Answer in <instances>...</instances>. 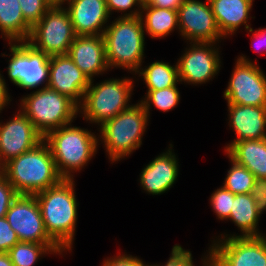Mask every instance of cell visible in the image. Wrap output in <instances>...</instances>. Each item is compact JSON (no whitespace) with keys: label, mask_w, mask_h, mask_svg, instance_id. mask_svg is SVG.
I'll list each match as a JSON object with an SVG mask.
<instances>
[{"label":"cell","mask_w":266,"mask_h":266,"mask_svg":"<svg viewBox=\"0 0 266 266\" xmlns=\"http://www.w3.org/2000/svg\"><path fill=\"white\" fill-rule=\"evenodd\" d=\"M184 0H150L148 5L178 11Z\"/></svg>","instance_id":"ab89813d"},{"label":"cell","mask_w":266,"mask_h":266,"mask_svg":"<svg viewBox=\"0 0 266 266\" xmlns=\"http://www.w3.org/2000/svg\"><path fill=\"white\" fill-rule=\"evenodd\" d=\"M9 56L7 75L9 80L21 89H41L49 82V56L35 50L26 41L8 42ZM42 86V87H41ZM40 87V88H39Z\"/></svg>","instance_id":"9c48e42d"},{"label":"cell","mask_w":266,"mask_h":266,"mask_svg":"<svg viewBox=\"0 0 266 266\" xmlns=\"http://www.w3.org/2000/svg\"><path fill=\"white\" fill-rule=\"evenodd\" d=\"M20 100L19 110L43 137L72 123L79 115V108L71 99L48 87L27 93Z\"/></svg>","instance_id":"52a82bcc"},{"label":"cell","mask_w":266,"mask_h":266,"mask_svg":"<svg viewBox=\"0 0 266 266\" xmlns=\"http://www.w3.org/2000/svg\"><path fill=\"white\" fill-rule=\"evenodd\" d=\"M144 32L152 39H163L175 30L179 34L178 12L175 10L142 5L140 16Z\"/></svg>","instance_id":"d4e9b609"},{"label":"cell","mask_w":266,"mask_h":266,"mask_svg":"<svg viewBox=\"0 0 266 266\" xmlns=\"http://www.w3.org/2000/svg\"><path fill=\"white\" fill-rule=\"evenodd\" d=\"M25 21L33 27L52 7L49 0H19Z\"/></svg>","instance_id":"4dcf8cb0"},{"label":"cell","mask_w":266,"mask_h":266,"mask_svg":"<svg viewBox=\"0 0 266 266\" xmlns=\"http://www.w3.org/2000/svg\"><path fill=\"white\" fill-rule=\"evenodd\" d=\"M146 91L145 97L143 96L140 102L143 104L149 118L152 105L159 111L169 112L178 106L181 99L177 85L160 90Z\"/></svg>","instance_id":"83f0119b"},{"label":"cell","mask_w":266,"mask_h":266,"mask_svg":"<svg viewBox=\"0 0 266 266\" xmlns=\"http://www.w3.org/2000/svg\"><path fill=\"white\" fill-rule=\"evenodd\" d=\"M133 77L109 78L99 83L90 80L79 114L87 123L102 125L105 121L115 117L123 110L129 108L134 87Z\"/></svg>","instance_id":"8992f818"},{"label":"cell","mask_w":266,"mask_h":266,"mask_svg":"<svg viewBox=\"0 0 266 266\" xmlns=\"http://www.w3.org/2000/svg\"><path fill=\"white\" fill-rule=\"evenodd\" d=\"M53 5H62L66 0H49Z\"/></svg>","instance_id":"7bdbcfd3"},{"label":"cell","mask_w":266,"mask_h":266,"mask_svg":"<svg viewBox=\"0 0 266 266\" xmlns=\"http://www.w3.org/2000/svg\"><path fill=\"white\" fill-rule=\"evenodd\" d=\"M150 0H139V2L144 5V4H148Z\"/></svg>","instance_id":"ee69618b"},{"label":"cell","mask_w":266,"mask_h":266,"mask_svg":"<svg viewBox=\"0 0 266 266\" xmlns=\"http://www.w3.org/2000/svg\"><path fill=\"white\" fill-rule=\"evenodd\" d=\"M227 157L232 166L227 170V175L222 186L233 194L250 193L256 179L255 175L246 167L232 160L229 156Z\"/></svg>","instance_id":"f1b7e54d"},{"label":"cell","mask_w":266,"mask_h":266,"mask_svg":"<svg viewBox=\"0 0 266 266\" xmlns=\"http://www.w3.org/2000/svg\"><path fill=\"white\" fill-rule=\"evenodd\" d=\"M72 123L50 131L44 141L49 145L57 170L63 179H74L97 154L98 133Z\"/></svg>","instance_id":"3957f363"},{"label":"cell","mask_w":266,"mask_h":266,"mask_svg":"<svg viewBox=\"0 0 266 266\" xmlns=\"http://www.w3.org/2000/svg\"><path fill=\"white\" fill-rule=\"evenodd\" d=\"M212 239L210 251L223 266H266V235Z\"/></svg>","instance_id":"5bb4252c"},{"label":"cell","mask_w":266,"mask_h":266,"mask_svg":"<svg viewBox=\"0 0 266 266\" xmlns=\"http://www.w3.org/2000/svg\"><path fill=\"white\" fill-rule=\"evenodd\" d=\"M109 69H123L135 75L144 63L145 32L137 17H120L110 21L103 33Z\"/></svg>","instance_id":"5b68a950"},{"label":"cell","mask_w":266,"mask_h":266,"mask_svg":"<svg viewBox=\"0 0 266 266\" xmlns=\"http://www.w3.org/2000/svg\"><path fill=\"white\" fill-rule=\"evenodd\" d=\"M0 71V114L2 113L3 109L7 108L12 101L10 93H8L7 84L4 78V75L1 74Z\"/></svg>","instance_id":"f35d334b"},{"label":"cell","mask_w":266,"mask_h":266,"mask_svg":"<svg viewBox=\"0 0 266 266\" xmlns=\"http://www.w3.org/2000/svg\"><path fill=\"white\" fill-rule=\"evenodd\" d=\"M75 37L68 11L63 5H52L32 27L26 42L48 56L67 55Z\"/></svg>","instance_id":"ba28073f"},{"label":"cell","mask_w":266,"mask_h":266,"mask_svg":"<svg viewBox=\"0 0 266 266\" xmlns=\"http://www.w3.org/2000/svg\"><path fill=\"white\" fill-rule=\"evenodd\" d=\"M67 55L89 80L110 71L103 35L76 36Z\"/></svg>","instance_id":"d6986e66"},{"label":"cell","mask_w":266,"mask_h":266,"mask_svg":"<svg viewBox=\"0 0 266 266\" xmlns=\"http://www.w3.org/2000/svg\"><path fill=\"white\" fill-rule=\"evenodd\" d=\"M217 45L215 42H189L177 59L181 84H206L220 73L222 60L220 46Z\"/></svg>","instance_id":"8fae6325"},{"label":"cell","mask_w":266,"mask_h":266,"mask_svg":"<svg viewBox=\"0 0 266 266\" xmlns=\"http://www.w3.org/2000/svg\"><path fill=\"white\" fill-rule=\"evenodd\" d=\"M14 266H34L48 254L65 253L58 245H45L34 242H18L8 252Z\"/></svg>","instance_id":"4316f807"},{"label":"cell","mask_w":266,"mask_h":266,"mask_svg":"<svg viewBox=\"0 0 266 266\" xmlns=\"http://www.w3.org/2000/svg\"><path fill=\"white\" fill-rule=\"evenodd\" d=\"M74 179H63L35 194L49 237L67 254L72 252L78 220Z\"/></svg>","instance_id":"6da1fadb"},{"label":"cell","mask_w":266,"mask_h":266,"mask_svg":"<svg viewBox=\"0 0 266 266\" xmlns=\"http://www.w3.org/2000/svg\"><path fill=\"white\" fill-rule=\"evenodd\" d=\"M222 36H234L242 26L247 31L250 27L251 11L254 0H208Z\"/></svg>","instance_id":"44dd1931"},{"label":"cell","mask_w":266,"mask_h":266,"mask_svg":"<svg viewBox=\"0 0 266 266\" xmlns=\"http://www.w3.org/2000/svg\"><path fill=\"white\" fill-rule=\"evenodd\" d=\"M235 194L225 189L223 186L214 190L209 200L212 211L216 215V219L227 220L230 217L231 208Z\"/></svg>","instance_id":"f546056e"},{"label":"cell","mask_w":266,"mask_h":266,"mask_svg":"<svg viewBox=\"0 0 266 266\" xmlns=\"http://www.w3.org/2000/svg\"><path fill=\"white\" fill-rule=\"evenodd\" d=\"M262 215L257 211L254 200L250 193L248 194H235L233 199V205L230 212V217L226 220H230L234 223L240 235L238 234H226L225 232L216 239H228L230 237H259L264 236L259 230V220ZM220 237V238H219Z\"/></svg>","instance_id":"7402d4cb"},{"label":"cell","mask_w":266,"mask_h":266,"mask_svg":"<svg viewBox=\"0 0 266 266\" xmlns=\"http://www.w3.org/2000/svg\"><path fill=\"white\" fill-rule=\"evenodd\" d=\"M201 257L202 266H223V264L211 253L210 248Z\"/></svg>","instance_id":"60d3db41"},{"label":"cell","mask_w":266,"mask_h":266,"mask_svg":"<svg viewBox=\"0 0 266 266\" xmlns=\"http://www.w3.org/2000/svg\"><path fill=\"white\" fill-rule=\"evenodd\" d=\"M3 175L18 195H35L63 180L49 145L43 140L3 166Z\"/></svg>","instance_id":"7a4b0ae2"},{"label":"cell","mask_w":266,"mask_h":266,"mask_svg":"<svg viewBox=\"0 0 266 266\" xmlns=\"http://www.w3.org/2000/svg\"><path fill=\"white\" fill-rule=\"evenodd\" d=\"M228 126L236 138L225 145L226 151L241 140L266 138V106L227 104Z\"/></svg>","instance_id":"ffe728a7"},{"label":"cell","mask_w":266,"mask_h":266,"mask_svg":"<svg viewBox=\"0 0 266 266\" xmlns=\"http://www.w3.org/2000/svg\"><path fill=\"white\" fill-rule=\"evenodd\" d=\"M250 195L255 202L258 213L266 211V178H256Z\"/></svg>","instance_id":"8d00e7d4"},{"label":"cell","mask_w":266,"mask_h":266,"mask_svg":"<svg viewBox=\"0 0 266 266\" xmlns=\"http://www.w3.org/2000/svg\"><path fill=\"white\" fill-rule=\"evenodd\" d=\"M62 5L70 15L76 36L103 35L110 22L106 0H66Z\"/></svg>","instance_id":"ac0fdd59"},{"label":"cell","mask_w":266,"mask_h":266,"mask_svg":"<svg viewBox=\"0 0 266 266\" xmlns=\"http://www.w3.org/2000/svg\"><path fill=\"white\" fill-rule=\"evenodd\" d=\"M170 143L167 150L144 166L140 175V187L148 195H162L178 180L179 162Z\"/></svg>","instance_id":"e0dca14e"},{"label":"cell","mask_w":266,"mask_h":266,"mask_svg":"<svg viewBox=\"0 0 266 266\" xmlns=\"http://www.w3.org/2000/svg\"><path fill=\"white\" fill-rule=\"evenodd\" d=\"M102 266H146V262L138 256L120 252L117 255L107 257L103 260Z\"/></svg>","instance_id":"d590c367"},{"label":"cell","mask_w":266,"mask_h":266,"mask_svg":"<svg viewBox=\"0 0 266 266\" xmlns=\"http://www.w3.org/2000/svg\"><path fill=\"white\" fill-rule=\"evenodd\" d=\"M32 27L25 21L19 0H0V38L7 42L27 41Z\"/></svg>","instance_id":"cb8c5ba5"},{"label":"cell","mask_w":266,"mask_h":266,"mask_svg":"<svg viewBox=\"0 0 266 266\" xmlns=\"http://www.w3.org/2000/svg\"><path fill=\"white\" fill-rule=\"evenodd\" d=\"M106 5L110 16L113 12H121L120 17H137L140 16L142 9L139 0H106Z\"/></svg>","instance_id":"1f68e13d"},{"label":"cell","mask_w":266,"mask_h":266,"mask_svg":"<svg viewBox=\"0 0 266 266\" xmlns=\"http://www.w3.org/2000/svg\"><path fill=\"white\" fill-rule=\"evenodd\" d=\"M177 12L179 35L187 44L224 41L208 0H184Z\"/></svg>","instance_id":"7c38bea8"},{"label":"cell","mask_w":266,"mask_h":266,"mask_svg":"<svg viewBox=\"0 0 266 266\" xmlns=\"http://www.w3.org/2000/svg\"><path fill=\"white\" fill-rule=\"evenodd\" d=\"M151 266H195V263L191 251L184 249L180 244H175L169 259L164 264L156 263Z\"/></svg>","instance_id":"d6a6232c"},{"label":"cell","mask_w":266,"mask_h":266,"mask_svg":"<svg viewBox=\"0 0 266 266\" xmlns=\"http://www.w3.org/2000/svg\"><path fill=\"white\" fill-rule=\"evenodd\" d=\"M18 196L8 179L0 175V218L5 217L12 201Z\"/></svg>","instance_id":"836d02e7"},{"label":"cell","mask_w":266,"mask_h":266,"mask_svg":"<svg viewBox=\"0 0 266 266\" xmlns=\"http://www.w3.org/2000/svg\"><path fill=\"white\" fill-rule=\"evenodd\" d=\"M89 84V78L68 55L49 56L48 88L67 96L79 107Z\"/></svg>","instance_id":"2e32d148"},{"label":"cell","mask_w":266,"mask_h":266,"mask_svg":"<svg viewBox=\"0 0 266 266\" xmlns=\"http://www.w3.org/2000/svg\"><path fill=\"white\" fill-rule=\"evenodd\" d=\"M144 67L141 66L134 77L137 76L135 81L139 80L138 77L143 79L147 90H160L180 83L177 62L171 65L169 62L156 60Z\"/></svg>","instance_id":"484cf974"},{"label":"cell","mask_w":266,"mask_h":266,"mask_svg":"<svg viewBox=\"0 0 266 266\" xmlns=\"http://www.w3.org/2000/svg\"><path fill=\"white\" fill-rule=\"evenodd\" d=\"M3 174V166L0 164V175Z\"/></svg>","instance_id":"f6af8a7d"},{"label":"cell","mask_w":266,"mask_h":266,"mask_svg":"<svg viewBox=\"0 0 266 266\" xmlns=\"http://www.w3.org/2000/svg\"><path fill=\"white\" fill-rule=\"evenodd\" d=\"M20 242L16 232L11 228L6 217L0 218V252L7 253L16 243Z\"/></svg>","instance_id":"e575fe53"},{"label":"cell","mask_w":266,"mask_h":266,"mask_svg":"<svg viewBox=\"0 0 266 266\" xmlns=\"http://www.w3.org/2000/svg\"><path fill=\"white\" fill-rule=\"evenodd\" d=\"M5 217L20 242L57 245L46 232L35 195H18L12 201Z\"/></svg>","instance_id":"4fadbf2b"},{"label":"cell","mask_w":266,"mask_h":266,"mask_svg":"<svg viewBox=\"0 0 266 266\" xmlns=\"http://www.w3.org/2000/svg\"><path fill=\"white\" fill-rule=\"evenodd\" d=\"M149 120L143 104L138 101L99 126V145L101 141L111 164L128 158L141 147Z\"/></svg>","instance_id":"277c9868"},{"label":"cell","mask_w":266,"mask_h":266,"mask_svg":"<svg viewBox=\"0 0 266 266\" xmlns=\"http://www.w3.org/2000/svg\"><path fill=\"white\" fill-rule=\"evenodd\" d=\"M246 32H248V35H252L251 36V47H255L254 51L256 53H261V54H265L264 52L266 51V28H258V29H254L252 27H250ZM265 50V51H264ZM263 52V53H262Z\"/></svg>","instance_id":"74e56055"},{"label":"cell","mask_w":266,"mask_h":266,"mask_svg":"<svg viewBox=\"0 0 266 266\" xmlns=\"http://www.w3.org/2000/svg\"><path fill=\"white\" fill-rule=\"evenodd\" d=\"M224 153L256 178H266V138L235 142Z\"/></svg>","instance_id":"603a6c76"},{"label":"cell","mask_w":266,"mask_h":266,"mask_svg":"<svg viewBox=\"0 0 266 266\" xmlns=\"http://www.w3.org/2000/svg\"><path fill=\"white\" fill-rule=\"evenodd\" d=\"M0 266H14L8 253L0 252Z\"/></svg>","instance_id":"b9f144b4"},{"label":"cell","mask_w":266,"mask_h":266,"mask_svg":"<svg viewBox=\"0 0 266 266\" xmlns=\"http://www.w3.org/2000/svg\"><path fill=\"white\" fill-rule=\"evenodd\" d=\"M236 58L228 87L223 92L227 104L266 106V74L246 55Z\"/></svg>","instance_id":"30bf717a"},{"label":"cell","mask_w":266,"mask_h":266,"mask_svg":"<svg viewBox=\"0 0 266 266\" xmlns=\"http://www.w3.org/2000/svg\"><path fill=\"white\" fill-rule=\"evenodd\" d=\"M12 119L0 120V164L4 166L11 159L30 151L44 140L32 121L19 109Z\"/></svg>","instance_id":"9a60e30c"}]
</instances>
